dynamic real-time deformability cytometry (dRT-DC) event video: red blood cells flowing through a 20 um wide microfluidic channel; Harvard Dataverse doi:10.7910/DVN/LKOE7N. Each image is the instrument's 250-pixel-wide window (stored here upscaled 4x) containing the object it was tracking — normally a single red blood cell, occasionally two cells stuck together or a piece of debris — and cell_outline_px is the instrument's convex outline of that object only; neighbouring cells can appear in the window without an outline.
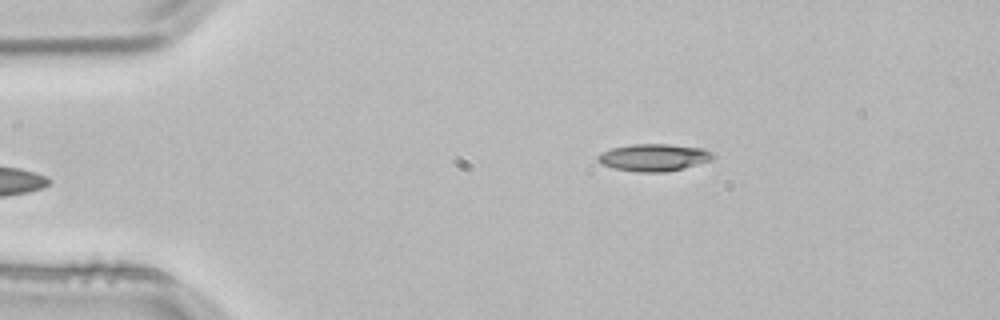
{"species": "common noctule bat (a hibernating species)", "species_latin": "Nyctalus noctula", "temperature_condition": "room temperature", "stored_images_in_passage": 4, "camera_frame_rate_fps": 3000, "um_per_image_px": 0.085, "animal": {"sex": "male", "body_mass_g": 21.5, "forearm_length_mm": 52.0}, "frame": {"image": 1, "passage_image": 4, "time_ms": 1.0, "image_size_px": [1000, 320], "cell_outline_px": [[716, 156], [712, 160], [684, 168], [664, 172], [640, 172], [616, 168], [600, 164], [596, 160], [596, 156], [612, 148], [632, 144], [668, 144], [704, 148], [712, 152]], "centroid_in_image_um": [55.61, 13.38], "position_along_channel_um": 29.4, "area_um2": 18.26}}